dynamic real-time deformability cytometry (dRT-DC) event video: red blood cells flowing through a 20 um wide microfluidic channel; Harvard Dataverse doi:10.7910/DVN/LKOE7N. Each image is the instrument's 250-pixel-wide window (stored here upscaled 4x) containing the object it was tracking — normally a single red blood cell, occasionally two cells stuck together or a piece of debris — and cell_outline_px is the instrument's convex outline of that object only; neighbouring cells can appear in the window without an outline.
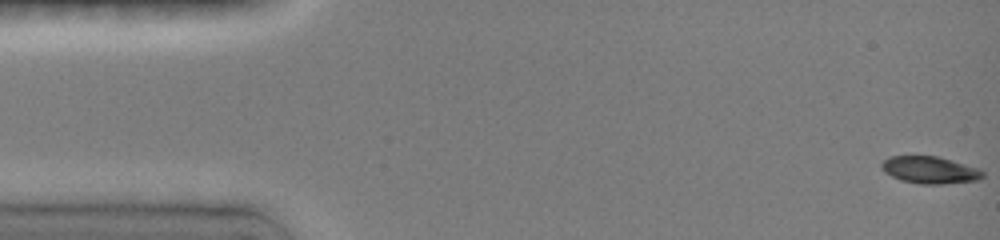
{"species": "common noctule bat (a hibernating species)", "species_latin": "Nyctalus noctula", "temperature_condition": "room temperature", "stored_images_in_passage": 21, "camera_frame_rate_fps": 3000, "um_per_image_px": 0.085, "animal": {"sex": "female", "body_mass_g": 19.0, "forearm_length_mm": 51.5}, "frame": {"image": 1, "passage_image": 1, "time_ms": 0.0, "image_size_px": [1000, 240], "cell_outline_px": [[984, 176], [976, 180], [944, 184], [920, 184], [900, 180], [884, 172], [880, 168], [880, 164], [888, 156], [936, 156], [952, 160], [980, 168], [984, 172]], "centroid_in_image_um": [79.02, 14.44], "position_along_channel_um": 6.0, "area_um2": 16.13}}
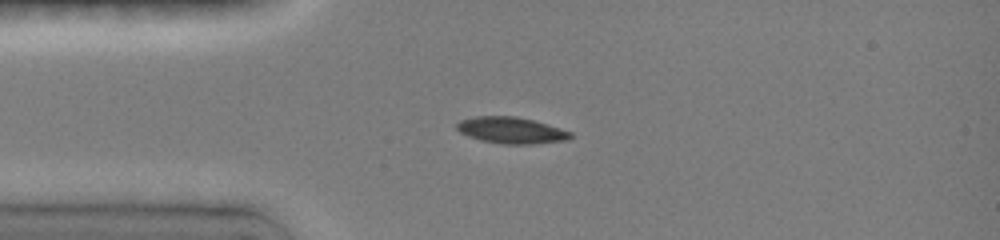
{"frame": {"image": 2, "passage_image": 13, "time_ms": 3.667, "image_size_px": [1000, 240], "cell_outline_px": [[572, 136], [568, 140], [532, 144], [504, 144], [480, 140], [468, 136], [460, 132], [456, 128], [456, 124], [460, 120], [476, 116], [516, 116], [548, 124], [572, 132]], "centroid_in_image_um": [43.45, 11.07], "position_along_channel_um": 41.5, "area_um2": 17.51}}
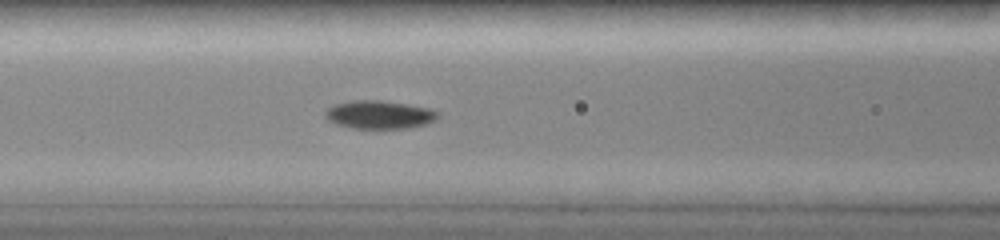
{"frame": {"image": 3, "passage_image": 21, "time_ms": 6.333, "image_size_px": [1000, 240], "cell_outline_px": [[440, 116], [428, 124], [412, 128], [352, 128], [336, 124], [328, 120], [324, 116], [324, 112], [328, 108], [336, 104], [352, 100], [380, 100], [408, 104], [432, 108], [440, 112]], "centroid_in_image_um": [32.29, 9.74], "position_along_channel_um": 134.3, "area_um2": 18.79}}